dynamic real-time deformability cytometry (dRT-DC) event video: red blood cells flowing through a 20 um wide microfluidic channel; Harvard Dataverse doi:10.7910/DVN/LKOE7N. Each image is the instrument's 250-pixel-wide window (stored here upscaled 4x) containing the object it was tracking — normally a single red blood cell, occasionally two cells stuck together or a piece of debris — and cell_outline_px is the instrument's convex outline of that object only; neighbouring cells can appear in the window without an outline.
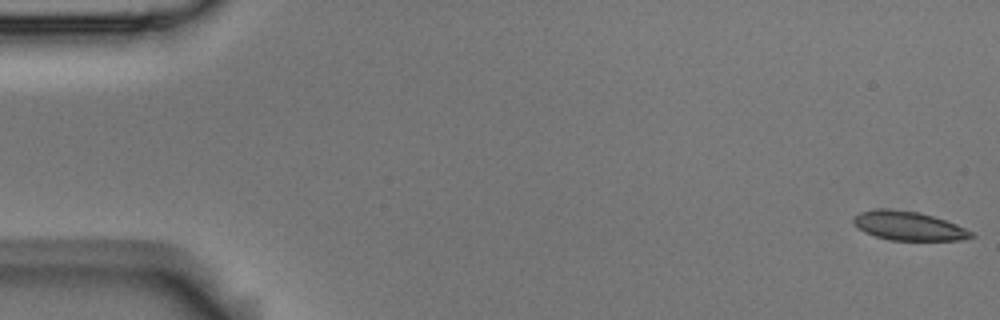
{"species": "Egyptian fruit bat (a non-hibernating species)", "species_latin": "Rousettus aegyptiacus", "temperature_condition": "room temperature", "stored_images_in_passage": 55, "camera_frame_rate_fps": 3000, "um_per_image_px": 0.085, "animal": {"sex": "male"}, "frame": {"image": 1, "passage_image": 1, "time_ms": 0.0, "image_size_px": [1000, 320], "cell_outline_px": [[976, 236], [964, 240], [888, 240], [864, 232], [856, 228], [852, 224], [852, 216], [860, 212], [916, 212], [932, 216], [956, 224], [972, 232]], "centroid_in_image_um": [77.25, 19.27], "position_along_channel_um": 7.7, "area_um2": 19.02}}
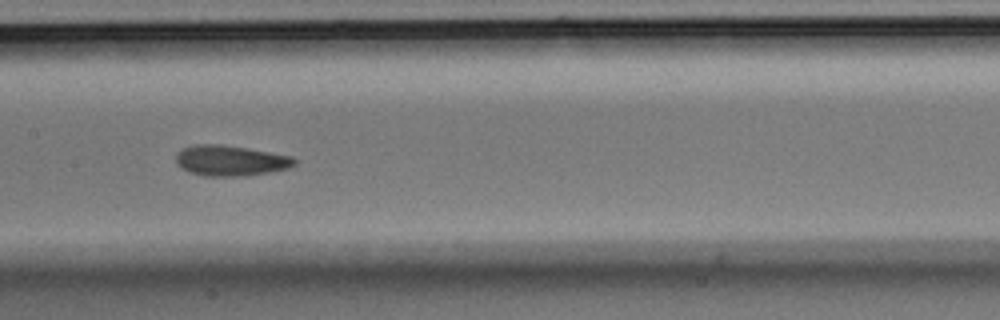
{"frame": {"image": 2, "passage_image": 27, "time_ms": 8.667, "image_size_px": [1000, 320], "cell_outline_px": [[296, 164], [288, 168], [248, 176], [204, 176], [188, 172], [180, 168], [176, 164], [176, 156], [184, 148], [196, 144], [220, 144], [248, 148], [292, 156], [296, 160]], "centroid_in_image_um": [19.58, 13.66], "position_along_channel_um": 187.8, "area_um2": 21.15}}
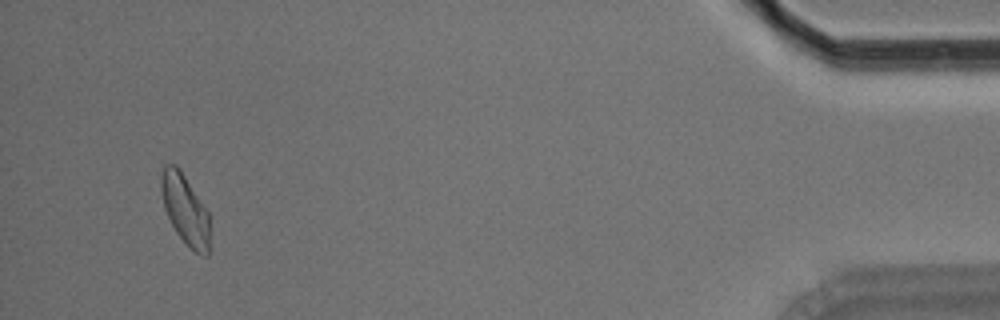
{"frame": {"image": 3, "passage_image": 52, "time_ms": 17.0, "image_size_px": [1000, 320], "cell_outline_px": [[208, 256], [204, 256], [196, 252], [176, 232], [164, 208], [160, 188], [160, 176], [164, 164], [176, 164], [180, 168], [208, 212]], "centroid_in_image_um": [15.7, 17.73], "position_along_channel_um": 419.5, "area_um2": 19.48}, "authors_computed_cell_mechanics": {"area_um2": 20.1722, "velocity_mm_per_s": 3.6835, "shape_relaxation_time_tau1_ms": null, "shape_relaxation_time_tau2_ms": 3.695, "deformation_change_tau1": null, "deformation_change_tau2": 0.0844}}